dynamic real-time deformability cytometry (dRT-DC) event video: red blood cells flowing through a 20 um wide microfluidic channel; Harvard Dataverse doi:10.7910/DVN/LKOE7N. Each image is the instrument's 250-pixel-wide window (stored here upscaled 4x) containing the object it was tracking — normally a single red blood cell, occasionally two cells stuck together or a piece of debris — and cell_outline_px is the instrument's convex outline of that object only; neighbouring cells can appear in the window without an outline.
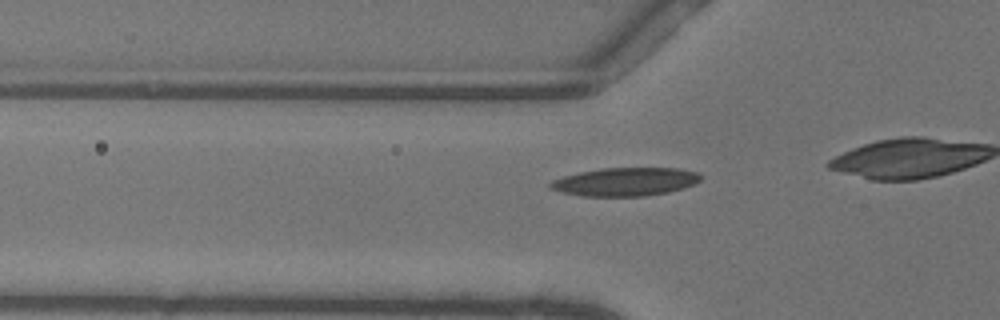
{"species": "common noctule bat (a hibernating species)", "species_latin": "Nyctalus noctula", "temperature_condition": "warm", "stored_images_in_passage": 12, "camera_frame_rate_fps": 3000, "um_per_image_px": 0.085, "animal": {"sex": "female"}, "frame": {"image": 1, "passage_image": 7, "time_ms": 2.0, "image_size_px": [1000, 320], "cell_outline_px": [[704, 176], [696, 184], [668, 192], [644, 196], [584, 196], [564, 192], [548, 188], [548, 184], [552, 180], [564, 176], [580, 172], [600, 168], [680, 168], [696, 172]], "centroid_in_image_um": [53.17, 15.44], "position_along_channel_um": 72.6, "area_um2": 24.85}}